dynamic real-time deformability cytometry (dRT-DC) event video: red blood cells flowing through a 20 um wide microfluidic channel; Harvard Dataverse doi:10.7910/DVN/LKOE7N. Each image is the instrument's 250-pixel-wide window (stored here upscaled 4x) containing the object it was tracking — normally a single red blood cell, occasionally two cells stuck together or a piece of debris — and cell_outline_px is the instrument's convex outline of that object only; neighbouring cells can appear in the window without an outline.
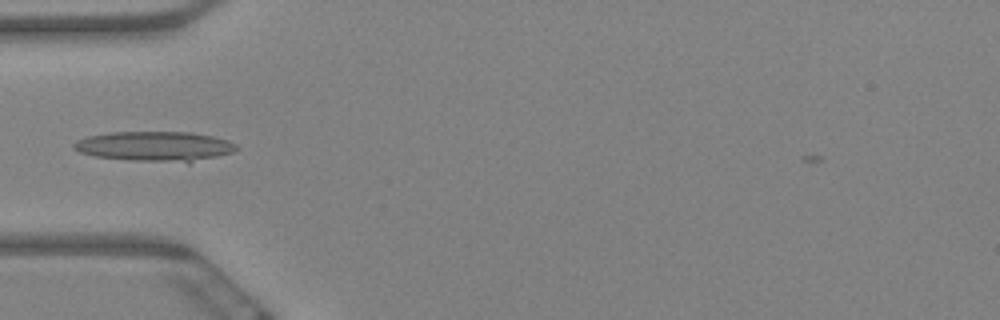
{"species": "Egyptian fruit bat (a non-hibernating species)", "species_latin": "Rousettus aegyptiacus", "temperature_condition": "warm", "stored_images_in_passage": 3, "camera_frame_rate_fps": 3000, "um_per_image_px": 0.085, "animal": {"sex": "female"}, "frame": {"image": 1, "passage_image": 1, "time_ms": 0.0, "image_size_px": [1000, 320], "cell_outline_px": [[240, 148], [232, 152], [188, 164], [132, 160], [92, 156], [80, 152], [72, 148], [72, 144], [76, 140], [88, 136], [108, 132], [192, 132], [212, 136], [228, 140], [236, 144]], "centroid_in_image_um": [13.18, 12.45], "position_along_channel_um": 71.8, "area_um2": 28.84}}
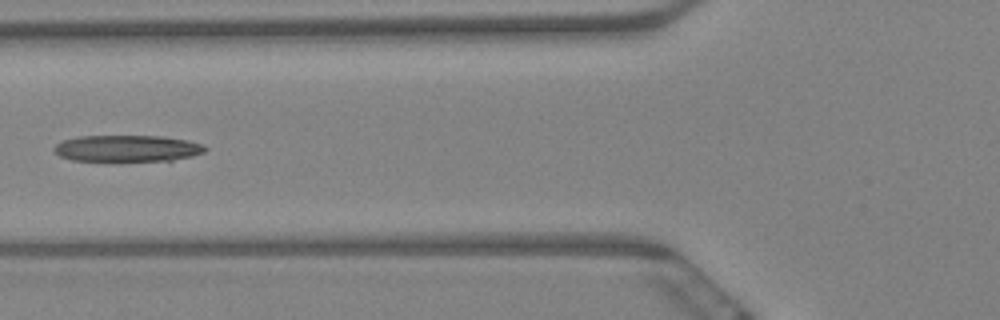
{"frame": {"image": 2, "passage_image": 2, "time_ms": 0.333, "image_size_px": [1000, 320], "cell_outline_px": [[208, 148], [204, 152], [192, 156], [172, 160], [72, 160], [60, 156], [52, 148], [60, 140], [80, 136], [164, 136], [188, 140], [204, 144]], "centroid_in_image_um": [10.83, 12.59], "position_along_channel_um": 115.0, "area_um2": 23.24}}
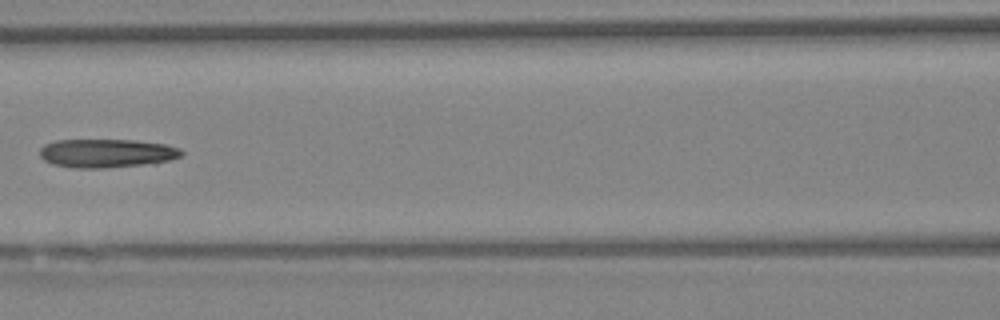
{"frame": {"image": 3, "passage_image": 3, "time_ms": 0.667, "image_size_px": [1000, 320], "cell_outline_px": [[184, 156], [172, 160], [156, 164], [104, 168], [72, 168], [52, 164], [44, 160], [40, 156], [40, 148], [44, 144], [56, 140], [136, 140], [164, 144], [180, 148], [184, 152]], "centroid_in_image_um": [9.12, 13.04], "position_along_channel_um": 157.5, "area_um2": 24.16}}